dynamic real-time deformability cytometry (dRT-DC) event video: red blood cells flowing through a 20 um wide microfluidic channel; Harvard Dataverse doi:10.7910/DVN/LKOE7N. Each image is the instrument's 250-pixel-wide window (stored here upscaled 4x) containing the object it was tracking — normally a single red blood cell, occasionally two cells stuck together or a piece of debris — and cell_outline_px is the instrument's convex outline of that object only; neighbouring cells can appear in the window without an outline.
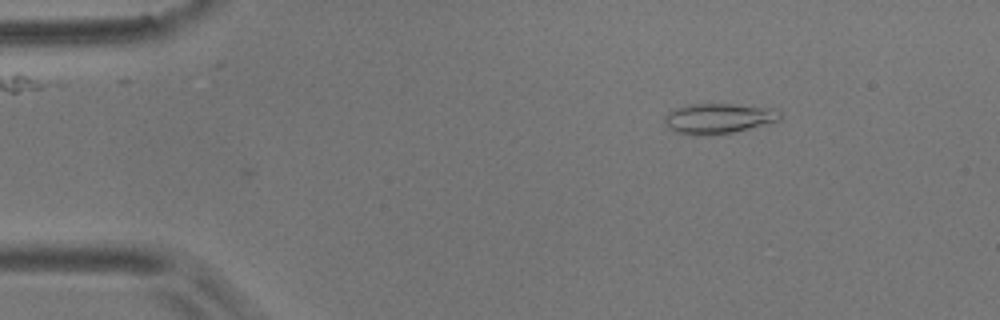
{"species": "common noctule bat (a hibernating species)", "species_latin": "Nyctalus noctula", "temperature_condition": "room temperature", "stored_images_in_passage": 3, "camera_frame_rate_fps": 3000, "um_per_image_px": 0.085, "animal": {"sex": "male", "body_mass_g": 17.9}, "frame": {"image": 1, "passage_image": 3, "time_ms": 0.667, "image_size_px": [1000, 320], "cell_outline_px": [[784, 116], [780, 120], [732, 132], [708, 136], [696, 136], [676, 132], [668, 128], [664, 124], [664, 116], [668, 112], [676, 108], [692, 104], [732, 104], [780, 108], [784, 112]], "centroid_in_image_um": [61.11, 10.06], "position_along_channel_um": 23.9, "area_um2": 20.75}}